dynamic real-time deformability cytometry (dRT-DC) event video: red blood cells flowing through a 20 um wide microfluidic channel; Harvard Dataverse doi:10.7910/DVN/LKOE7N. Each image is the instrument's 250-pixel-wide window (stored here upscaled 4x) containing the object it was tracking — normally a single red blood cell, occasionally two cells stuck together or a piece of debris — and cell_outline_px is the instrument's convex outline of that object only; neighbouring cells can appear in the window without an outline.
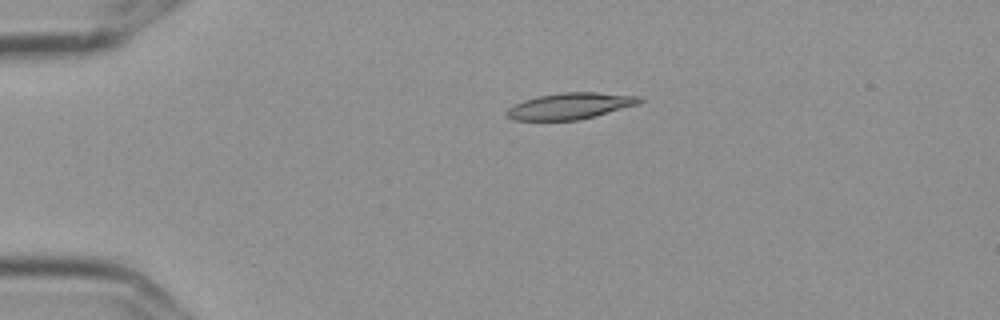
{"species": "Egyptian fruit bat (a non-hibernating species)", "species_latin": "Rousettus aegyptiacus", "temperature_condition": "cold", "stored_images_in_passage": 37, "camera_frame_rate_fps": 3000, "um_per_image_px": 0.085, "frame": {"image": 1, "passage_image": 1, "time_ms": 0.0, "image_size_px": [1000, 320], "cell_outline_px": [[644, 100], [636, 104], [596, 116], [576, 120], [512, 120], [504, 112], [512, 104], [536, 96], [560, 92], [596, 92], [640, 96]], "centroid_in_image_um": [48.41, 9.0], "position_along_channel_um": 36.6, "area_um2": 20.4}}
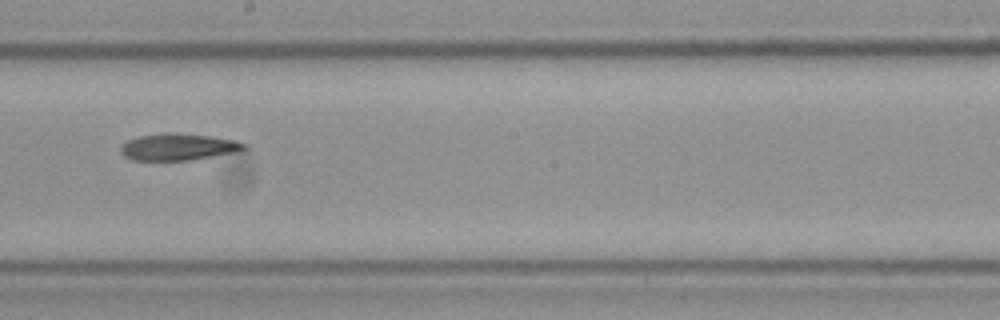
{"frame": {"image": 2, "passage_image": 21, "time_ms": 6.667, "image_size_px": [1000, 320], "cell_outline_px": [[248, 148], [232, 152], [188, 160], [132, 160], [124, 156], [120, 152], [120, 144], [128, 140], [140, 136], [168, 132], [172, 132], [212, 136], [236, 140], [248, 144]], "centroid_in_image_um": [15.12, 12.47], "position_along_channel_um": 233.1, "area_um2": 19.19}}
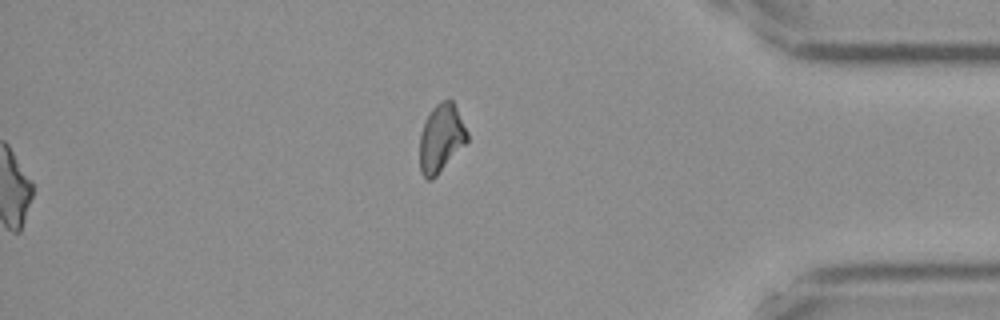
{"frame": {"image": 3, "passage_image": 37, "time_ms": 12.0, "image_size_px": [1000, 320], "cell_outline_px": [[468, 140], [436, 176], [432, 180], [428, 180], [420, 172], [420, 132], [432, 108], [436, 104], [448, 96], [452, 100], [468, 132]], "centroid_in_image_um": [37.49, 11.73], "position_along_channel_um": 397.7, "area_um2": 18.67}}